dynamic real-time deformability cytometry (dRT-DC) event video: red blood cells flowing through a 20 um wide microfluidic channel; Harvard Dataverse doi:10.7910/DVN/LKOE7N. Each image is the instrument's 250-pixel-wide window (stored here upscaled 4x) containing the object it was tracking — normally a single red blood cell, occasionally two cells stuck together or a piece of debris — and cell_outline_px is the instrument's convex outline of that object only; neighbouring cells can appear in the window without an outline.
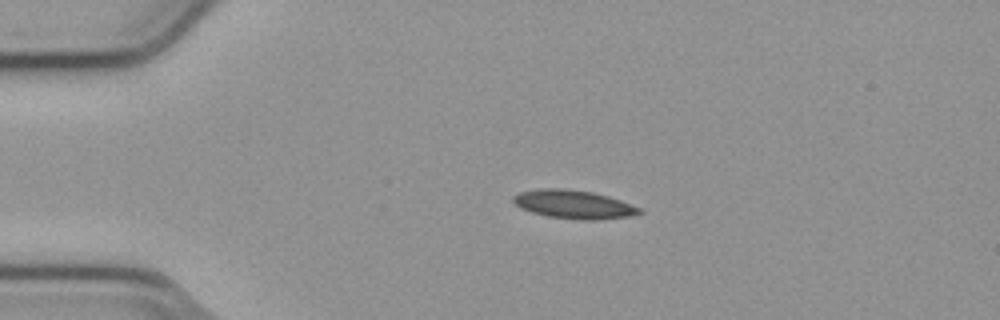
{"species": "common noctule bat (a hibernating species)", "species_latin": "Nyctalus noctula", "temperature_condition": "cold", "stored_images_in_passage": 14, "camera_frame_rate_fps": 3000, "um_per_image_px": 0.085, "animal": {"sex": "male", "body_mass_g": 23.1, "forearm_length_mm": 52.7}, "frame": {"image": 1, "passage_image": 1, "time_ms": 0.0, "image_size_px": [1000, 320], "cell_outline_px": [[644, 212], [628, 216], [592, 220], [584, 220], [548, 216], [532, 212], [520, 208], [512, 200], [512, 196], [520, 192], [540, 188], [564, 188], [592, 192], [608, 196], [620, 200], [640, 208]], "centroid_in_image_um": [48.73, 17.36], "position_along_channel_um": 36.3, "area_um2": 20.75}}
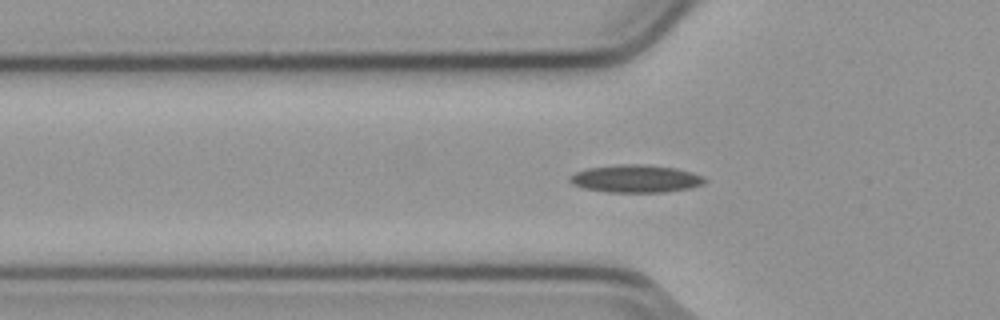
{"frame": {"image": 2, "passage_image": 7, "time_ms": 2.0, "image_size_px": [1000, 320], "cell_outline_px": [[708, 180], [704, 184], [688, 188], [664, 192], [608, 192], [584, 188], [572, 184], [568, 180], [568, 176], [576, 172], [588, 168], [620, 164], [640, 164], [676, 168], [692, 172], [704, 176]], "centroid_in_image_um": [54.04, 15.19], "position_along_channel_um": 71.8, "area_um2": 21.79}}
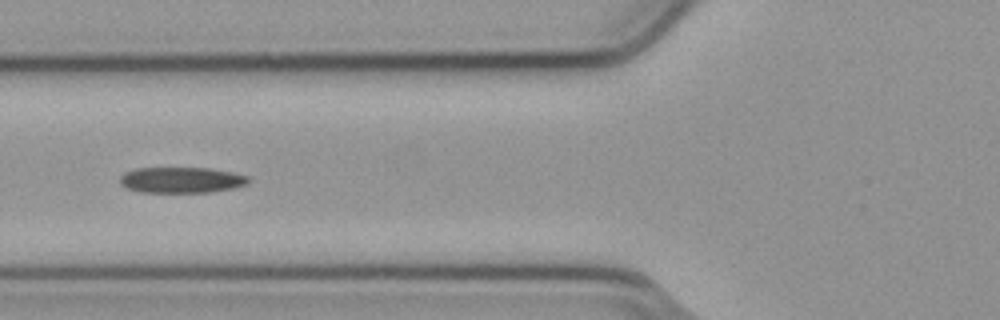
{"frame": {"image": 3, "passage_image": 10, "time_ms": 3.0, "image_size_px": [1000, 320], "cell_outline_px": [[252, 180], [248, 184], [236, 188], [212, 192], [140, 192], [128, 188], [120, 184], [120, 176], [124, 172], [136, 168], [208, 168], [232, 172], [252, 176]], "centroid_in_image_um": [15.49, 15.3], "position_along_channel_um": 110.3, "area_um2": 19.65}}